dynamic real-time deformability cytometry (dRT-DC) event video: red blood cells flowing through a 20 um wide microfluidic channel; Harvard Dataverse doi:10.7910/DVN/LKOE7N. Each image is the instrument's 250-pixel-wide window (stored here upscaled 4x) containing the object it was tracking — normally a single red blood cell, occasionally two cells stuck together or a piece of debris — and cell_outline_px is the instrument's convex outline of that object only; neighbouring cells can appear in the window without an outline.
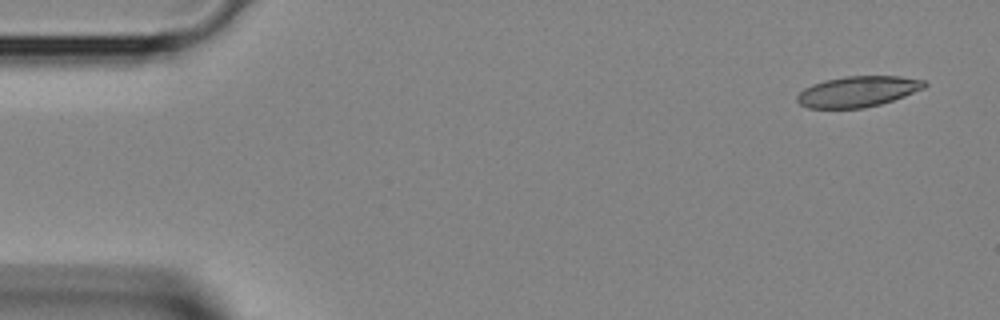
{"species": "Egyptian fruit bat (a non-hibernating species)", "species_latin": "Rousettus aegyptiacus", "temperature_condition": "room temperature", "stored_images_in_passage": 3, "camera_frame_rate_fps": 3000, "um_per_image_px": 0.085, "animal": {"sex": "female"}, "frame": {"image": 1, "passage_image": 1, "time_ms": 0.0, "image_size_px": [1000, 320], "cell_outline_px": [[928, 84], [924, 88], [904, 96], [880, 104], [864, 108], [808, 108], [800, 104], [796, 100], [796, 96], [804, 88], [812, 84], [824, 80], [844, 76], [900, 76], [924, 80]], "centroid_in_image_um": [72.89, 7.77], "position_along_channel_um": 12.1, "area_um2": 22.83}}